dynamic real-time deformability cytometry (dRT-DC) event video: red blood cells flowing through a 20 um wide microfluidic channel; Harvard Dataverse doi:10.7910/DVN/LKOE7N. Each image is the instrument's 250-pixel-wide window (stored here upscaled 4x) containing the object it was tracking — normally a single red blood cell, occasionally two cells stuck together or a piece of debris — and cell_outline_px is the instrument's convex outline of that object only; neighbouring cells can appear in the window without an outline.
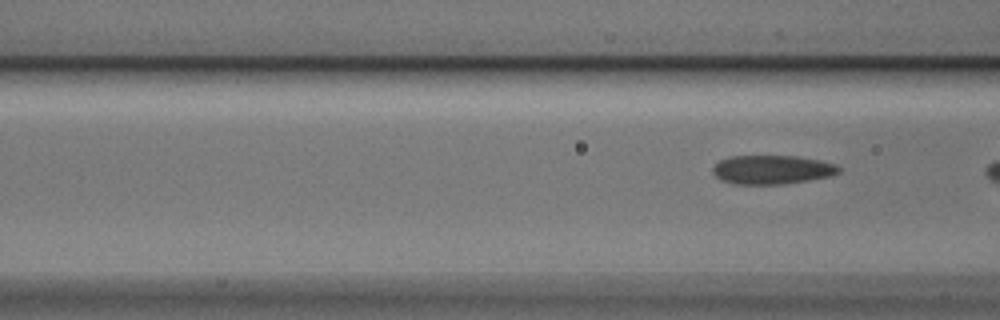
{"species": "Egyptian fruit bat (a non-hibernating species)", "species_latin": "Rousettus aegyptiacus", "temperature_condition": "cold", "stored_images_in_passage": 7, "camera_frame_rate_fps": 3000, "um_per_image_px": 0.085, "animal": {"sex": "male"}, "frame": {"image": 1, "passage_image": 7, "time_ms": 2.0, "image_size_px": [1000, 320], "cell_outline_px": [[840, 172], [832, 176], [784, 184], [732, 184], [720, 180], [712, 172], [712, 168], [720, 160], [732, 156], [796, 156], [820, 160], [836, 164], [840, 168]], "centroid_in_image_um": [65.63, 14.42], "position_along_channel_um": 101.0, "area_um2": 21.33}}